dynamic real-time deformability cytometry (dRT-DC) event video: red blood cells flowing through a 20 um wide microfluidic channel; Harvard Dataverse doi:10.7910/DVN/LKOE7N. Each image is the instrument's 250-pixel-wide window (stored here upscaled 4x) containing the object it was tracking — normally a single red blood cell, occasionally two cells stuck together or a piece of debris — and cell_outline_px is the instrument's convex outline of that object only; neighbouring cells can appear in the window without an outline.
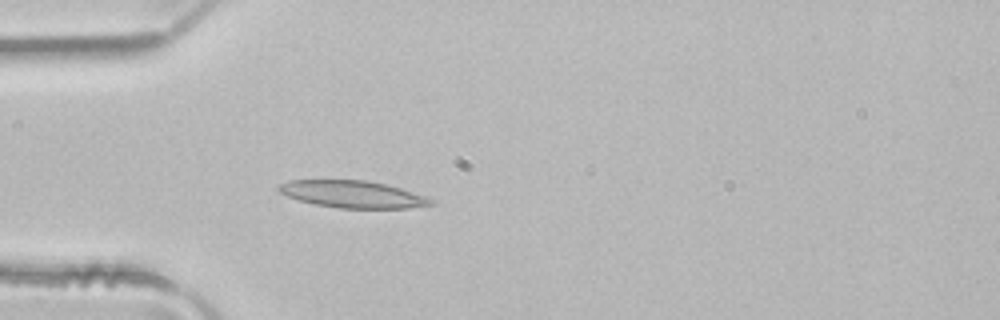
{"species": "common noctule bat (a hibernating species)", "species_latin": "Nyctalus noctula", "temperature_condition": "room temperature", "stored_images_in_passage": 3, "camera_frame_rate_fps": 3000, "um_per_image_px": 0.085, "animal": {"sex": "male", "body_mass_g": 21.5, "forearm_length_mm": 52.0}, "frame": {"image": 1, "passage_image": 3, "time_ms": 0.667, "image_size_px": [1000, 320], "cell_outline_px": [[432, 204], [408, 208], [340, 208], [316, 204], [300, 200], [288, 196], [280, 192], [276, 188], [280, 184], [288, 180], [364, 180], [384, 184], [400, 188], [424, 196], [432, 200]], "centroid_in_image_um": [29.93, 16.5], "position_along_channel_um": 55.1, "area_um2": 23.58}}